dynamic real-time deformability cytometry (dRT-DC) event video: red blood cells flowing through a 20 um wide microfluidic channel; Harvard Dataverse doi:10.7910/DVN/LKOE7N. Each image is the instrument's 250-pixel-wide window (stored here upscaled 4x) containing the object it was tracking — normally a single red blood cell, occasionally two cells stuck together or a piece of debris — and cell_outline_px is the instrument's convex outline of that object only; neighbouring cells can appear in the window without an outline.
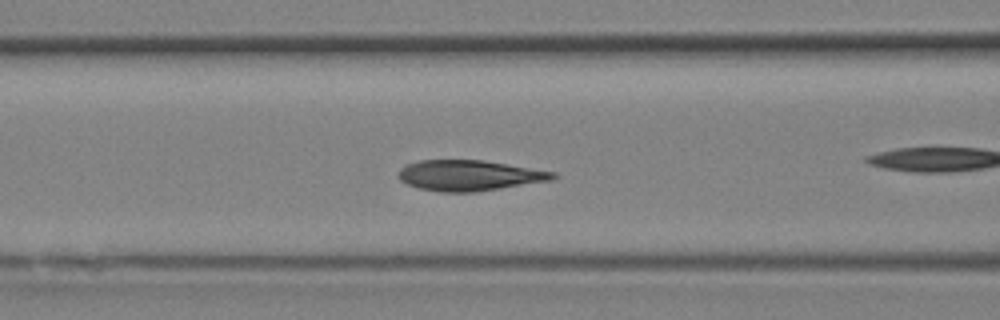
{"species": "Egyptian fruit bat (a non-hibernating species)", "species_latin": "Rousettus aegyptiacus", "temperature_condition": "room temperature", "stored_images_in_passage": 7, "camera_frame_rate_fps": 3000, "um_per_image_px": 0.085, "animal": {"sex": "female"}, "frame": {"image": 1, "passage_image": 4, "time_ms": 1.0, "image_size_px": [1000, 320], "cell_outline_px": [[560, 176], [552, 180], [476, 192], [440, 192], [420, 188], [408, 184], [400, 180], [400, 168], [404, 164], [420, 160], [484, 160], [556, 172]], "centroid_in_image_um": [39.92, 14.91], "position_along_channel_um": 126.7, "area_um2": 27.57}}
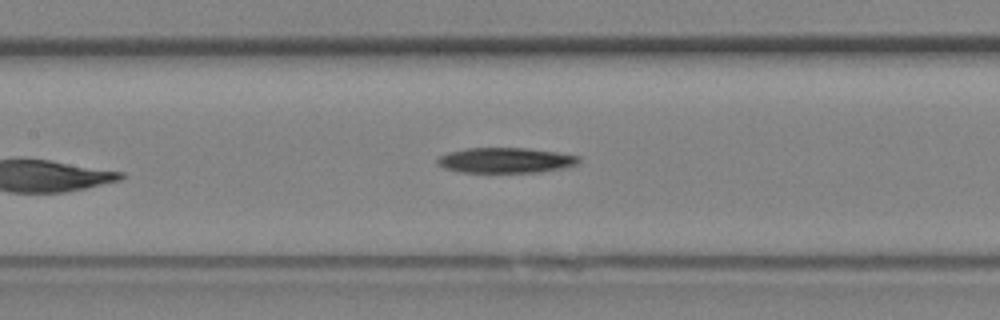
{"frame": {"image": 2, "passage_image": 7, "time_ms": 2.0, "image_size_px": [1000, 320], "cell_outline_px": [[580, 160], [576, 164], [564, 168], [540, 172], [460, 172], [444, 168], [436, 164], [436, 160], [440, 156], [448, 152], [468, 148], [528, 148], [556, 152], [580, 156]], "centroid_in_image_um": [42.96, 13.62], "position_along_channel_um": 164.4, "area_um2": 20.87}}